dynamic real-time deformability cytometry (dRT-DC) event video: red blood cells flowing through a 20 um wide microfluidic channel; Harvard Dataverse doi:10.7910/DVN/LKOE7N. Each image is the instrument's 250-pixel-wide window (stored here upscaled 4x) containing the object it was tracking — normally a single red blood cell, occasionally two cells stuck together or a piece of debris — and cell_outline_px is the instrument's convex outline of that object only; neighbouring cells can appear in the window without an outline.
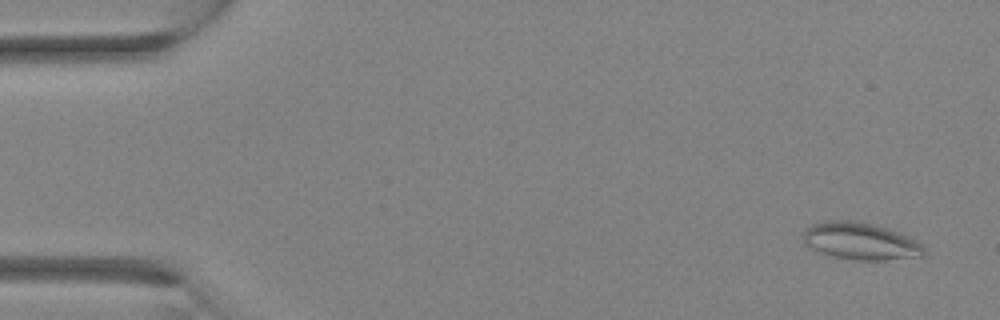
{"species": "Egyptian fruit bat (a non-hibernating species)", "species_latin": "Rousettus aegyptiacus", "temperature_condition": "room temperature", "stored_images_in_passage": 32, "camera_frame_rate_fps": 3000, "um_per_image_px": 0.085, "animal": {"sex": "female"}, "frame": {"image": 1, "passage_image": 2, "time_ms": 0.333, "image_size_px": [1000, 320], "cell_outline_px": [[924, 256], [884, 260], [852, 260], [832, 256], [808, 248], [804, 244], [804, 228], [812, 224], [824, 220], [852, 220], [872, 224], [896, 232], [916, 240], [924, 248]], "centroid_in_image_um": [73.07, 20.5], "position_along_channel_um": 11.9, "area_um2": 26.13}}
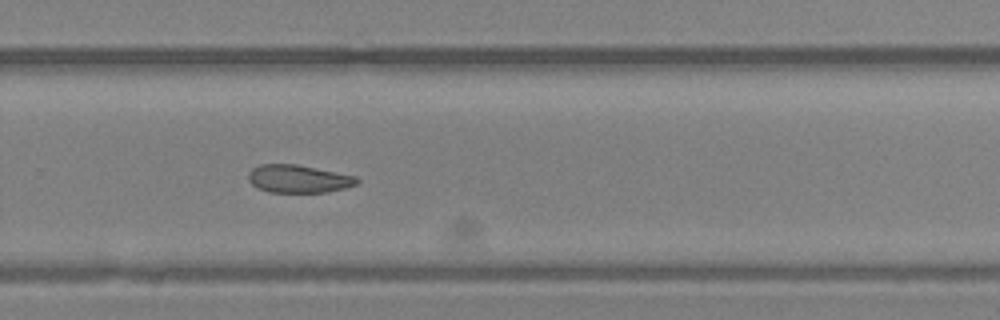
{"frame": {"image": 2, "passage_image": 22, "time_ms": 7.0, "image_size_px": [1000, 320], "cell_outline_px": [[360, 180], [356, 184], [344, 188], [328, 192], [268, 192], [252, 184], [248, 180], [248, 172], [252, 168], [260, 164], [296, 164], [356, 176]], "centroid_in_image_um": [25.35, 15.19], "position_along_channel_um": 304.4, "area_um2": 17.57}}
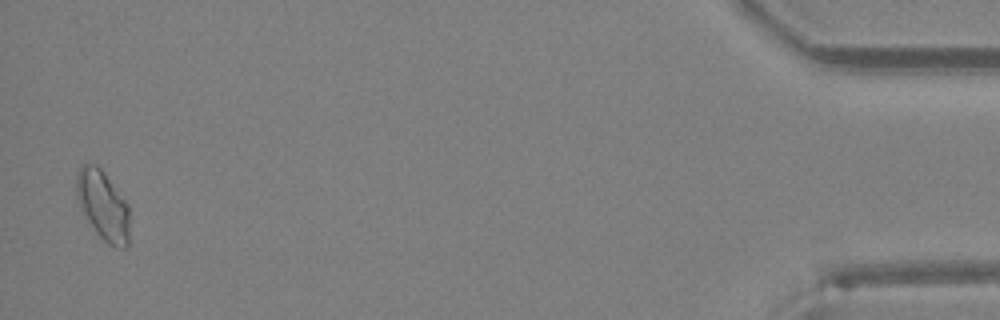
{"frame": {"image": 3, "passage_image": 32, "time_ms": 10.333, "image_size_px": [1000, 320], "cell_outline_px": [[128, 244], [124, 248], [108, 244], [96, 232], [80, 208], [76, 196], [76, 176], [80, 168], [84, 164], [96, 164], [100, 168], [128, 204]], "centroid_in_image_um": [8.73, 17.45], "position_along_channel_um": 426.5, "area_um2": 21.04}}